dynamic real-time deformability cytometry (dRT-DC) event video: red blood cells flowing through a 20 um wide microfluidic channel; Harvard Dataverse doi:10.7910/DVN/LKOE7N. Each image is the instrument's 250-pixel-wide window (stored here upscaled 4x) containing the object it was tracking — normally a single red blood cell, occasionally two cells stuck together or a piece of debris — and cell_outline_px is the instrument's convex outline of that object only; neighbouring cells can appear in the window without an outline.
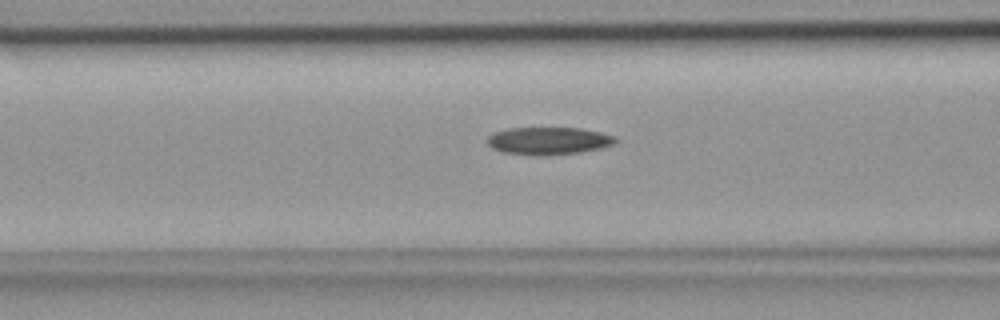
{"species": "common noctule bat (a hibernating species)", "species_latin": "Nyctalus noctula", "temperature_condition": "room temperature", "stored_images_in_passage": 29, "camera_frame_rate_fps": 3000, "um_per_image_px": 0.085, "animal": {"sex": "female", "body_mass_g": 18.4}, "frame": {"image": 1, "passage_image": 4, "time_ms": 1.0, "image_size_px": [1000, 320], "cell_outline_px": [[620, 140], [612, 144], [600, 148], [580, 152], [504, 152], [492, 148], [488, 144], [488, 136], [496, 132], [508, 128], [580, 128], [600, 132], [616, 136]], "centroid_in_image_um": [46.69, 11.9], "position_along_channel_um": 119.9, "area_um2": 19.36}}
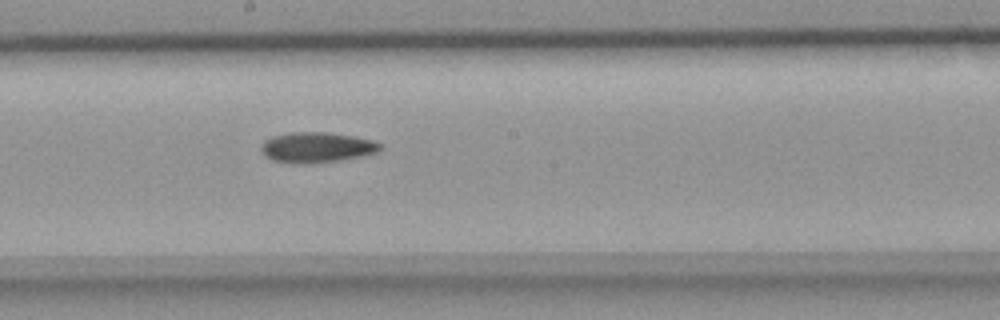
{"frame": {"image": 2, "passage_image": 11, "time_ms": 3.333, "image_size_px": [1000, 320], "cell_outline_px": [[384, 148], [376, 152], [364, 156], [340, 160], [296, 164], [272, 160], [264, 156], [260, 148], [260, 144], [264, 140], [272, 136], [288, 132], [328, 132], [352, 136], [372, 140], [380, 144]], "centroid_in_image_um": [26.88, 12.52], "position_along_channel_um": 221.3, "area_um2": 21.21}}
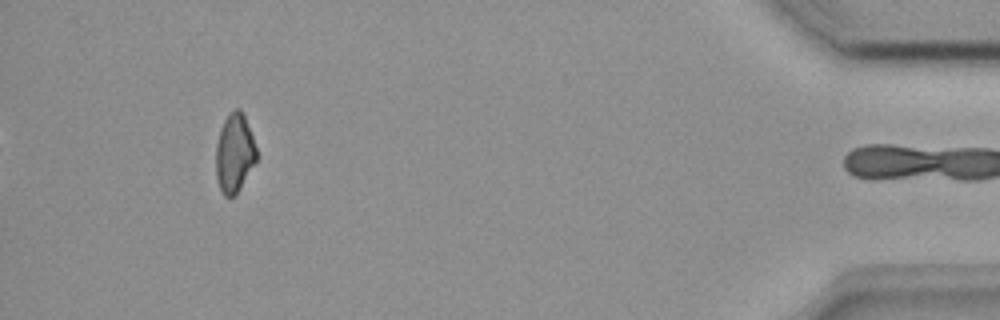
{"frame": {"image": 3, "passage_image": 29, "time_ms": 9.333, "image_size_px": [1000, 320], "cell_outline_px": [[260, 156], [236, 196], [224, 196], [220, 188], [216, 176], [216, 144], [220, 128], [228, 112], [236, 108], [240, 108], [244, 116]], "centroid_in_image_um": [19.95, 13.02], "position_along_channel_um": 415.3, "area_um2": 19.02}}